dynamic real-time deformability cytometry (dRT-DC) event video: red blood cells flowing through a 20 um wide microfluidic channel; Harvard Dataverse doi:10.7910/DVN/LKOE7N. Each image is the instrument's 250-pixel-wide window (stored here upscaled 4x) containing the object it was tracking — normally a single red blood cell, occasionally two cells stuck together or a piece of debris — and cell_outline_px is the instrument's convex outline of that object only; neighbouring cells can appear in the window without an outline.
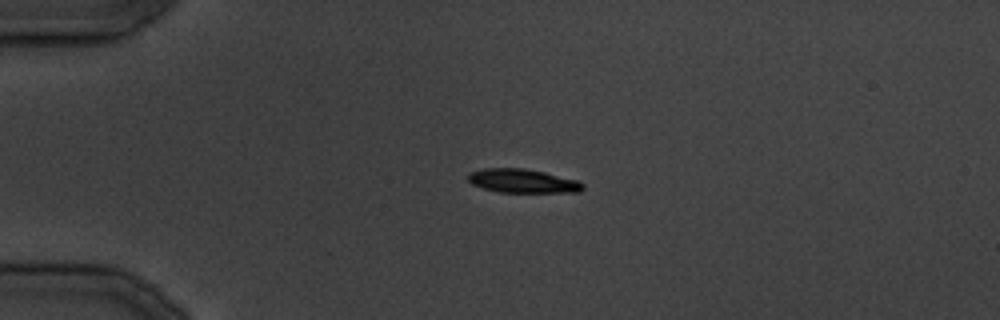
{"species": "common noctule bat (a hibernating species)", "species_latin": "Nyctalus noctula", "temperature_condition": "cold", "stored_images_in_passage": 34, "camera_frame_rate_fps": 3000, "um_per_image_px": 0.085, "animal": {"sex": "male", "body_mass_g": 19.5, "forearm_length_mm": 54.6}, "frame": {"image": 1, "passage_image": 8, "time_ms": 8.667, "image_size_px": [1000, 320], "cell_outline_px": [[584, 188], [580, 192], [500, 192], [484, 188], [472, 184], [468, 180], [468, 172], [484, 168], [524, 168], [544, 172], [580, 180], [584, 184]], "centroid_in_image_um": [44.45, 15.37], "position_along_channel_um": 40.5, "area_um2": 16.01}}
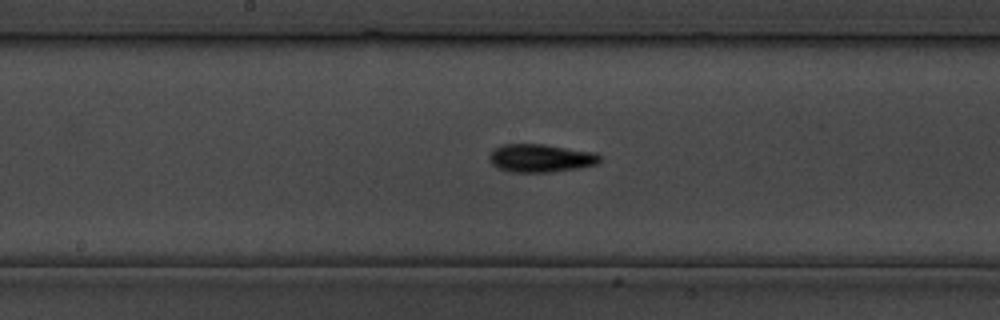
{"frame": {"image": 2, "passage_image": 18, "time_ms": 21.0, "image_size_px": [1000, 320], "cell_outline_px": [[600, 160], [596, 164], [580, 168], [552, 172], [512, 172], [500, 168], [492, 164], [488, 156], [492, 148], [500, 144], [544, 144], [596, 152], [600, 156]], "centroid_in_image_um": [45.94, 13.43], "position_along_channel_um": 202.3, "area_um2": 18.26}}
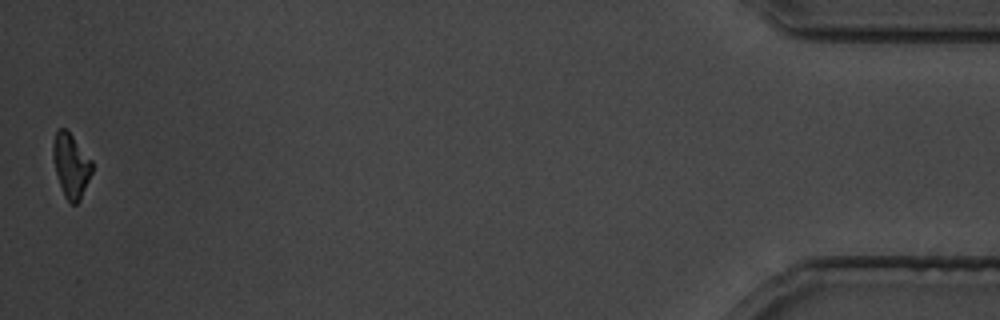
{"frame": {"image": 3, "passage_image": 34, "time_ms": 40.667, "image_size_px": [1000, 320], "cell_outline_px": [[92, 172], [80, 200], [76, 204], [72, 204], [64, 196], [56, 172], [52, 156], [52, 144], [56, 132], [60, 128], [68, 128], [92, 160]], "centroid_in_image_um": [6.03, 14.01], "position_along_channel_um": 429.2, "area_um2": 14.68}}